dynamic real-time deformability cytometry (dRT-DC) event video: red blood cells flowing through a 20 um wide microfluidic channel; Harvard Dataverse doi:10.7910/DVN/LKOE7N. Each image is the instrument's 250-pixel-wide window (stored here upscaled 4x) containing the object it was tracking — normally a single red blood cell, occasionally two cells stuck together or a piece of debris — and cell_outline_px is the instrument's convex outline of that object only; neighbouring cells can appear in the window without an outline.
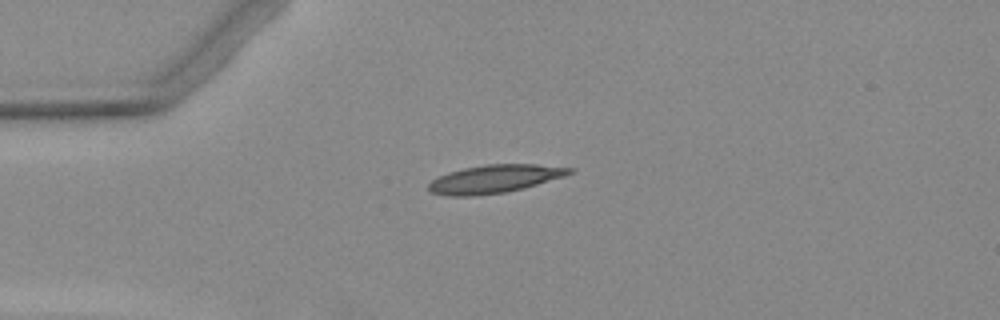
{"species": "Egyptian fruit bat (a non-hibernating species)", "species_latin": "Rousettus aegyptiacus", "temperature_condition": "warm", "stored_images_in_passage": 1, "camera_frame_rate_fps": 3000, "um_per_image_px": 0.085, "animal": {"sex": "female"}, "frame": {"image": 1, "passage_image": 1, "time_ms": 0.0, "image_size_px": [1000, 320], "cell_outline_px": [[576, 172], [564, 176], [524, 188], [504, 192], [472, 196], [448, 196], [428, 192], [428, 184], [432, 180], [448, 172], [464, 168], [488, 164], [536, 164], [576, 168]], "centroid_in_image_um": [42.06, 15.2], "position_along_channel_um": 42.9, "area_um2": 23.12}}